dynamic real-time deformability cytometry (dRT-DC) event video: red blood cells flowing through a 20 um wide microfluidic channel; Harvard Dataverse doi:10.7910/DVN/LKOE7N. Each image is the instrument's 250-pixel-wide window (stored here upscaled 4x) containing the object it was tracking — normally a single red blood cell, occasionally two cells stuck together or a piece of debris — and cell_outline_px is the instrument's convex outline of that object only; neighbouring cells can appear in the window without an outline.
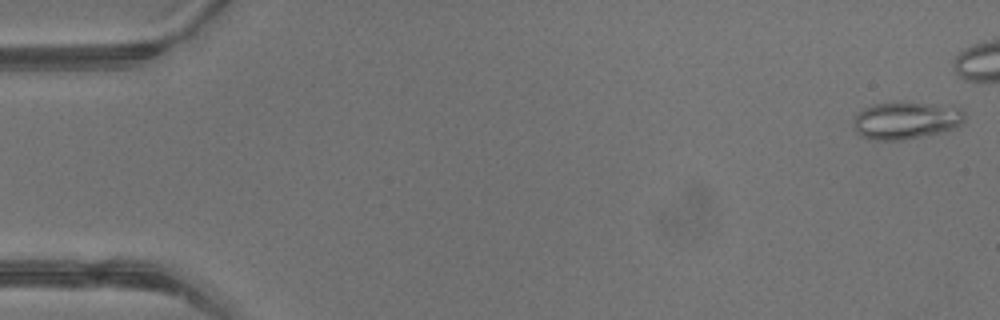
{"species": "common noctule bat (a hibernating species)", "species_latin": "Nyctalus noctula", "temperature_condition": "warm", "stored_images_in_passage": 2, "camera_frame_rate_fps": 3000, "um_per_image_px": 0.085, "animal": {"sex": "male", "body_mass_g": 13.3}, "frame": {"image": 1, "passage_image": 2, "time_ms": 0.333, "image_size_px": [1000, 320], "cell_outline_px": [[964, 120], [956, 128], [940, 132], [904, 140], [876, 140], [860, 136], [856, 132], [852, 124], [856, 116], [864, 108], [872, 104], [900, 100], [904, 100], [952, 104], [960, 108], [964, 112]], "centroid_in_image_um": [77.04, 10.18], "position_along_channel_um": 8.0, "area_um2": 25.14}}